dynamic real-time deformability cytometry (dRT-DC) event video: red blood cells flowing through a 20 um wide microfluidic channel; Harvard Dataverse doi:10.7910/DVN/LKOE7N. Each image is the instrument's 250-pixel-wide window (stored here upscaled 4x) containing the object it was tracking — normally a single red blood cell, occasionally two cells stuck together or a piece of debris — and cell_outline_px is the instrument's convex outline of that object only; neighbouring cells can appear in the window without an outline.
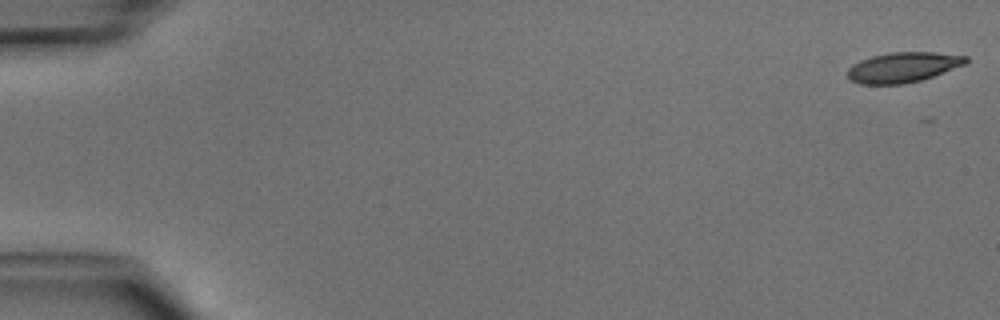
{"species": "common noctule bat (a hibernating species)", "species_latin": "Nyctalus noctula", "temperature_condition": "cold", "stored_images_in_passage": 48, "camera_frame_rate_fps": 3000, "um_per_image_px": 0.085, "animal": {"sex": "male", "body_mass_g": 15.6}, "frame": {"image": 1, "passage_image": 1, "time_ms": 0.0, "image_size_px": [1000, 320], "cell_outline_px": [[968, 60], [964, 64], [932, 76], [920, 80], [904, 84], [860, 84], [848, 80], [848, 68], [852, 64], [860, 60], [872, 56], [888, 52], [936, 52], [968, 56]], "centroid_in_image_um": [76.71, 5.71], "position_along_channel_um": 8.3, "area_um2": 20.75}}
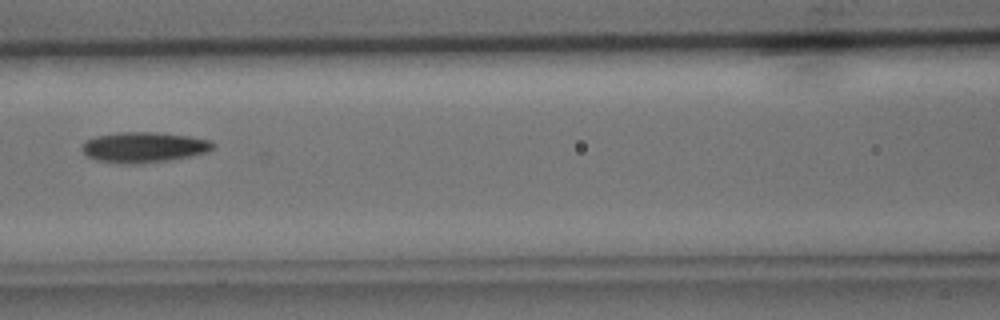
{"frame": {"image": 2, "passage_image": 22, "time_ms": 7.0, "image_size_px": [1000, 320], "cell_outline_px": [[216, 148], [208, 152], [192, 156], [168, 160], [136, 164], [128, 164], [96, 160], [88, 156], [80, 148], [84, 140], [96, 136], [116, 132], [152, 132], [188, 136], [212, 140], [216, 144]], "centroid_in_image_um": [12.25, 12.51], "position_along_channel_um": 154.3, "area_um2": 23.47}}
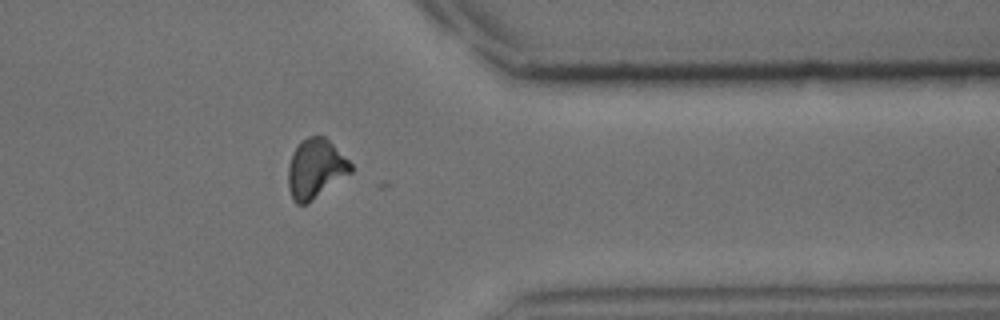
{"frame": {"image": 3, "passage_image": 39, "time_ms": 12.667, "image_size_px": [1000, 320], "cell_outline_px": [[352, 172], [308, 204], [296, 204], [292, 200], [288, 188], [288, 164], [292, 152], [300, 140], [308, 136], [324, 136], [352, 164]], "centroid_in_image_um": [26.79, 14.36], "position_along_channel_um": 384.6, "area_um2": 21.85}}